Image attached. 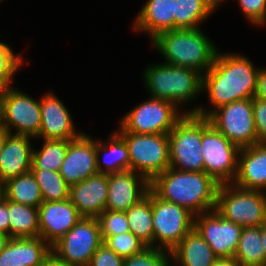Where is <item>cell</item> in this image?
<instances>
[{
	"mask_svg": "<svg viewBox=\"0 0 266 266\" xmlns=\"http://www.w3.org/2000/svg\"><path fill=\"white\" fill-rule=\"evenodd\" d=\"M39 236L51 247L80 219L77 208L69 199L43 202L38 207Z\"/></svg>",
	"mask_w": 266,
	"mask_h": 266,
	"instance_id": "e0dca14e",
	"label": "cell"
},
{
	"mask_svg": "<svg viewBox=\"0 0 266 266\" xmlns=\"http://www.w3.org/2000/svg\"><path fill=\"white\" fill-rule=\"evenodd\" d=\"M170 259L171 252L155 247H146L142 252L125 258L123 266H171Z\"/></svg>",
	"mask_w": 266,
	"mask_h": 266,
	"instance_id": "836d02e7",
	"label": "cell"
},
{
	"mask_svg": "<svg viewBox=\"0 0 266 266\" xmlns=\"http://www.w3.org/2000/svg\"><path fill=\"white\" fill-rule=\"evenodd\" d=\"M234 259L242 266H265L261 226L243 227Z\"/></svg>",
	"mask_w": 266,
	"mask_h": 266,
	"instance_id": "4316f807",
	"label": "cell"
},
{
	"mask_svg": "<svg viewBox=\"0 0 266 266\" xmlns=\"http://www.w3.org/2000/svg\"><path fill=\"white\" fill-rule=\"evenodd\" d=\"M52 247L40 236L10 238L0 252V266H40Z\"/></svg>",
	"mask_w": 266,
	"mask_h": 266,
	"instance_id": "7402d4cb",
	"label": "cell"
},
{
	"mask_svg": "<svg viewBox=\"0 0 266 266\" xmlns=\"http://www.w3.org/2000/svg\"><path fill=\"white\" fill-rule=\"evenodd\" d=\"M238 3L249 22L256 26L266 23V0H238Z\"/></svg>",
	"mask_w": 266,
	"mask_h": 266,
	"instance_id": "8d00e7d4",
	"label": "cell"
},
{
	"mask_svg": "<svg viewBox=\"0 0 266 266\" xmlns=\"http://www.w3.org/2000/svg\"><path fill=\"white\" fill-rule=\"evenodd\" d=\"M252 107L258 143H266V100L253 97Z\"/></svg>",
	"mask_w": 266,
	"mask_h": 266,
	"instance_id": "74e56055",
	"label": "cell"
},
{
	"mask_svg": "<svg viewBox=\"0 0 266 266\" xmlns=\"http://www.w3.org/2000/svg\"><path fill=\"white\" fill-rule=\"evenodd\" d=\"M40 150H33L31 169L59 171L68 149V140L42 139Z\"/></svg>",
	"mask_w": 266,
	"mask_h": 266,
	"instance_id": "4dcf8cb0",
	"label": "cell"
},
{
	"mask_svg": "<svg viewBox=\"0 0 266 266\" xmlns=\"http://www.w3.org/2000/svg\"><path fill=\"white\" fill-rule=\"evenodd\" d=\"M10 236L0 232V252L7 246Z\"/></svg>",
	"mask_w": 266,
	"mask_h": 266,
	"instance_id": "ee69618b",
	"label": "cell"
},
{
	"mask_svg": "<svg viewBox=\"0 0 266 266\" xmlns=\"http://www.w3.org/2000/svg\"><path fill=\"white\" fill-rule=\"evenodd\" d=\"M40 266H67V265L61 260H59L53 253H51Z\"/></svg>",
	"mask_w": 266,
	"mask_h": 266,
	"instance_id": "b9f144b4",
	"label": "cell"
},
{
	"mask_svg": "<svg viewBox=\"0 0 266 266\" xmlns=\"http://www.w3.org/2000/svg\"><path fill=\"white\" fill-rule=\"evenodd\" d=\"M10 213V237L27 238L39 236L38 208L8 200Z\"/></svg>",
	"mask_w": 266,
	"mask_h": 266,
	"instance_id": "83f0119b",
	"label": "cell"
},
{
	"mask_svg": "<svg viewBox=\"0 0 266 266\" xmlns=\"http://www.w3.org/2000/svg\"><path fill=\"white\" fill-rule=\"evenodd\" d=\"M168 137L171 168L184 172H204L201 116L185 114L168 133Z\"/></svg>",
	"mask_w": 266,
	"mask_h": 266,
	"instance_id": "8992f818",
	"label": "cell"
},
{
	"mask_svg": "<svg viewBox=\"0 0 266 266\" xmlns=\"http://www.w3.org/2000/svg\"><path fill=\"white\" fill-rule=\"evenodd\" d=\"M2 95H3V87L0 88V128L3 127V102H2Z\"/></svg>",
	"mask_w": 266,
	"mask_h": 266,
	"instance_id": "7dc6e473",
	"label": "cell"
},
{
	"mask_svg": "<svg viewBox=\"0 0 266 266\" xmlns=\"http://www.w3.org/2000/svg\"><path fill=\"white\" fill-rule=\"evenodd\" d=\"M3 197L9 201L35 208L44 202L41 189L31 171L5 181Z\"/></svg>",
	"mask_w": 266,
	"mask_h": 266,
	"instance_id": "484cf974",
	"label": "cell"
},
{
	"mask_svg": "<svg viewBox=\"0 0 266 266\" xmlns=\"http://www.w3.org/2000/svg\"><path fill=\"white\" fill-rule=\"evenodd\" d=\"M217 259L212 248L194 228L171 251V260L177 266H212Z\"/></svg>",
	"mask_w": 266,
	"mask_h": 266,
	"instance_id": "cb8c5ba5",
	"label": "cell"
},
{
	"mask_svg": "<svg viewBox=\"0 0 266 266\" xmlns=\"http://www.w3.org/2000/svg\"><path fill=\"white\" fill-rule=\"evenodd\" d=\"M0 232L10 236V213L8 208V200L0 199Z\"/></svg>",
	"mask_w": 266,
	"mask_h": 266,
	"instance_id": "ab89813d",
	"label": "cell"
},
{
	"mask_svg": "<svg viewBox=\"0 0 266 266\" xmlns=\"http://www.w3.org/2000/svg\"><path fill=\"white\" fill-rule=\"evenodd\" d=\"M240 148L217 131L206 117H202L201 153L204 172L218 184L234 182L238 173Z\"/></svg>",
	"mask_w": 266,
	"mask_h": 266,
	"instance_id": "9c48e42d",
	"label": "cell"
},
{
	"mask_svg": "<svg viewBox=\"0 0 266 266\" xmlns=\"http://www.w3.org/2000/svg\"><path fill=\"white\" fill-rule=\"evenodd\" d=\"M172 102L149 97L134 107L122 120L116 132L134 134H168L187 112ZM181 112V113H180Z\"/></svg>",
	"mask_w": 266,
	"mask_h": 266,
	"instance_id": "30bf717a",
	"label": "cell"
},
{
	"mask_svg": "<svg viewBox=\"0 0 266 266\" xmlns=\"http://www.w3.org/2000/svg\"><path fill=\"white\" fill-rule=\"evenodd\" d=\"M102 244L97 218L82 217L52 246V253L67 266H89L92 256Z\"/></svg>",
	"mask_w": 266,
	"mask_h": 266,
	"instance_id": "8fae6325",
	"label": "cell"
},
{
	"mask_svg": "<svg viewBox=\"0 0 266 266\" xmlns=\"http://www.w3.org/2000/svg\"><path fill=\"white\" fill-rule=\"evenodd\" d=\"M108 175L97 173L70 186L69 200L85 218H97L105 209Z\"/></svg>",
	"mask_w": 266,
	"mask_h": 266,
	"instance_id": "d6986e66",
	"label": "cell"
},
{
	"mask_svg": "<svg viewBox=\"0 0 266 266\" xmlns=\"http://www.w3.org/2000/svg\"><path fill=\"white\" fill-rule=\"evenodd\" d=\"M117 133L127 145L130 170L151 182L170 167L168 134Z\"/></svg>",
	"mask_w": 266,
	"mask_h": 266,
	"instance_id": "ba28073f",
	"label": "cell"
},
{
	"mask_svg": "<svg viewBox=\"0 0 266 266\" xmlns=\"http://www.w3.org/2000/svg\"><path fill=\"white\" fill-rule=\"evenodd\" d=\"M234 185L266 192V143L240 148Z\"/></svg>",
	"mask_w": 266,
	"mask_h": 266,
	"instance_id": "44dd1931",
	"label": "cell"
},
{
	"mask_svg": "<svg viewBox=\"0 0 266 266\" xmlns=\"http://www.w3.org/2000/svg\"><path fill=\"white\" fill-rule=\"evenodd\" d=\"M147 196L152 201L153 247L171 252L194 228V215L182 206L162 200L151 189Z\"/></svg>",
	"mask_w": 266,
	"mask_h": 266,
	"instance_id": "52a82bcc",
	"label": "cell"
},
{
	"mask_svg": "<svg viewBox=\"0 0 266 266\" xmlns=\"http://www.w3.org/2000/svg\"><path fill=\"white\" fill-rule=\"evenodd\" d=\"M262 245L265 252V265H266V223L261 226Z\"/></svg>",
	"mask_w": 266,
	"mask_h": 266,
	"instance_id": "bcb514c9",
	"label": "cell"
},
{
	"mask_svg": "<svg viewBox=\"0 0 266 266\" xmlns=\"http://www.w3.org/2000/svg\"><path fill=\"white\" fill-rule=\"evenodd\" d=\"M259 68L245 56L218 51L213 65L202 75V92L208 93L213 110L201 106L187 113L208 117L214 110L231 102L252 99L256 92ZM207 110V111H206Z\"/></svg>",
	"mask_w": 266,
	"mask_h": 266,
	"instance_id": "6da1fadb",
	"label": "cell"
},
{
	"mask_svg": "<svg viewBox=\"0 0 266 266\" xmlns=\"http://www.w3.org/2000/svg\"><path fill=\"white\" fill-rule=\"evenodd\" d=\"M103 155V164L99 156ZM98 173L112 174L130 170V158L127 145L123 138L114 131L107 143L96 141ZM105 167V168H104Z\"/></svg>",
	"mask_w": 266,
	"mask_h": 266,
	"instance_id": "d4e9b609",
	"label": "cell"
},
{
	"mask_svg": "<svg viewBox=\"0 0 266 266\" xmlns=\"http://www.w3.org/2000/svg\"><path fill=\"white\" fill-rule=\"evenodd\" d=\"M175 0H148L138 12L134 30L154 39L159 33L174 30Z\"/></svg>",
	"mask_w": 266,
	"mask_h": 266,
	"instance_id": "603a6c76",
	"label": "cell"
},
{
	"mask_svg": "<svg viewBox=\"0 0 266 266\" xmlns=\"http://www.w3.org/2000/svg\"><path fill=\"white\" fill-rule=\"evenodd\" d=\"M59 173L69 186L97 174L96 140L85 133L68 140V149Z\"/></svg>",
	"mask_w": 266,
	"mask_h": 266,
	"instance_id": "9a60e30c",
	"label": "cell"
},
{
	"mask_svg": "<svg viewBox=\"0 0 266 266\" xmlns=\"http://www.w3.org/2000/svg\"><path fill=\"white\" fill-rule=\"evenodd\" d=\"M22 54H14L11 48L0 42V85L7 87L13 82V76L22 66Z\"/></svg>",
	"mask_w": 266,
	"mask_h": 266,
	"instance_id": "e575fe53",
	"label": "cell"
},
{
	"mask_svg": "<svg viewBox=\"0 0 266 266\" xmlns=\"http://www.w3.org/2000/svg\"><path fill=\"white\" fill-rule=\"evenodd\" d=\"M151 41L164 57V63L192 68L202 75L213 65L218 53L200 28L164 31Z\"/></svg>",
	"mask_w": 266,
	"mask_h": 266,
	"instance_id": "3957f363",
	"label": "cell"
},
{
	"mask_svg": "<svg viewBox=\"0 0 266 266\" xmlns=\"http://www.w3.org/2000/svg\"><path fill=\"white\" fill-rule=\"evenodd\" d=\"M213 13L206 0H175L174 30L197 29Z\"/></svg>",
	"mask_w": 266,
	"mask_h": 266,
	"instance_id": "f546056e",
	"label": "cell"
},
{
	"mask_svg": "<svg viewBox=\"0 0 266 266\" xmlns=\"http://www.w3.org/2000/svg\"><path fill=\"white\" fill-rule=\"evenodd\" d=\"M143 75L150 97L172 102L178 107L202 93V74L192 68L153 64Z\"/></svg>",
	"mask_w": 266,
	"mask_h": 266,
	"instance_id": "277c9868",
	"label": "cell"
},
{
	"mask_svg": "<svg viewBox=\"0 0 266 266\" xmlns=\"http://www.w3.org/2000/svg\"><path fill=\"white\" fill-rule=\"evenodd\" d=\"M130 232L153 247L152 201L146 196L137 204L125 211Z\"/></svg>",
	"mask_w": 266,
	"mask_h": 266,
	"instance_id": "f1b7e54d",
	"label": "cell"
},
{
	"mask_svg": "<svg viewBox=\"0 0 266 266\" xmlns=\"http://www.w3.org/2000/svg\"><path fill=\"white\" fill-rule=\"evenodd\" d=\"M254 97L266 100V69H260L257 75V87Z\"/></svg>",
	"mask_w": 266,
	"mask_h": 266,
	"instance_id": "60d3db41",
	"label": "cell"
},
{
	"mask_svg": "<svg viewBox=\"0 0 266 266\" xmlns=\"http://www.w3.org/2000/svg\"><path fill=\"white\" fill-rule=\"evenodd\" d=\"M2 102L3 127L9 133L28 135L33 138L39 135L41 128L40 100L37 101L10 85L3 87ZM13 129H16V132H12Z\"/></svg>",
	"mask_w": 266,
	"mask_h": 266,
	"instance_id": "4fadbf2b",
	"label": "cell"
},
{
	"mask_svg": "<svg viewBox=\"0 0 266 266\" xmlns=\"http://www.w3.org/2000/svg\"><path fill=\"white\" fill-rule=\"evenodd\" d=\"M103 244L110 248L121 258H129L142 252L148 247L137 238L132 232L120 233L114 236L102 237Z\"/></svg>",
	"mask_w": 266,
	"mask_h": 266,
	"instance_id": "d6a6232c",
	"label": "cell"
},
{
	"mask_svg": "<svg viewBox=\"0 0 266 266\" xmlns=\"http://www.w3.org/2000/svg\"><path fill=\"white\" fill-rule=\"evenodd\" d=\"M38 183L44 202L63 201L69 199L70 186L59 171L31 169Z\"/></svg>",
	"mask_w": 266,
	"mask_h": 266,
	"instance_id": "1f68e13d",
	"label": "cell"
},
{
	"mask_svg": "<svg viewBox=\"0 0 266 266\" xmlns=\"http://www.w3.org/2000/svg\"><path fill=\"white\" fill-rule=\"evenodd\" d=\"M8 133L4 127L0 128V152L3 149Z\"/></svg>",
	"mask_w": 266,
	"mask_h": 266,
	"instance_id": "f6af8a7d",
	"label": "cell"
},
{
	"mask_svg": "<svg viewBox=\"0 0 266 266\" xmlns=\"http://www.w3.org/2000/svg\"><path fill=\"white\" fill-rule=\"evenodd\" d=\"M194 229L218 258H234L242 226L225 219L215 209L194 216Z\"/></svg>",
	"mask_w": 266,
	"mask_h": 266,
	"instance_id": "5bb4252c",
	"label": "cell"
},
{
	"mask_svg": "<svg viewBox=\"0 0 266 266\" xmlns=\"http://www.w3.org/2000/svg\"><path fill=\"white\" fill-rule=\"evenodd\" d=\"M150 190V181L132 170L108 174L106 209L127 211L140 202Z\"/></svg>",
	"mask_w": 266,
	"mask_h": 266,
	"instance_id": "2e32d148",
	"label": "cell"
},
{
	"mask_svg": "<svg viewBox=\"0 0 266 266\" xmlns=\"http://www.w3.org/2000/svg\"><path fill=\"white\" fill-rule=\"evenodd\" d=\"M123 258L102 244L94 253L89 266H123Z\"/></svg>",
	"mask_w": 266,
	"mask_h": 266,
	"instance_id": "f35d334b",
	"label": "cell"
},
{
	"mask_svg": "<svg viewBox=\"0 0 266 266\" xmlns=\"http://www.w3.org/2000/svg\"><path fill=\"white\" fill-rule=\"evenodd\" d=\"M221 2H223V0H206V3L212 8L213 11L217 9Z\"/></svg>",
	"mask_w": 266,
	"mask_h": 266,
	"instance_id": "c3c4849f",
	"label": "cell"
},
{
	"mask_svg": "<svg viewBox=\"0 0 266 266\" xmlns=\"http://www.w3.org/2000/svg\"><path fill=\"white\" fill-rule=\"evenodd\" d=\"M216 210L225 219L242 227H257L266 223V193L219 184Z\"/></svg>",
	"mask_w": 266,
	"mask_h": 266,
	"instance_id": "5b68a950",
	"label": "cell"
},
{
	"mask_svg": "<svg viewBox=\"0 0 266 266\" xmlns=\"http://www.w3.org/2000/svg\"><path fill=\"white\" fill-rule=\"evenodd\" d=\"M97 220L99 222L102 237L130 232L126 213L123 211H109L105 209L97 217Z\"/></svg>",
	"mask_w": 266,
	"mask_h": 266,
	"instance_id": "d590c367",
	"label": "cell"
},
{
	"mask_svg": "<svg viewBox=\"0 0 266 266\" xmlns=\"http://www.w3.org/2000/svg\"><path fill=\"white\" fill-rule=\"evenodd\" d=\"M41 128L36 138L73 140L84 132H77L71 114L62 101L52 94L46 93L40 99Z\"/></svg>",
	"mask_w": 266,
	"mask_h": 266,
	"instance_id": "ac0fdd59",
	"label": "cell"
},
{
	"mask_svg": "<svg viewBox=\"0 0 266 266\" xmlns=\"http://www.w3.org/2000/svg\"><path fill=\"white\" fill-rule=\"evenodd\" d=\"M28 135L8 133L0 152V181L26 174L31 170L33 146Z\"/></svg>",
	"mask_w": 266,
	"mask_h": 266,
	"instance_id": "ffe728a7",
	"label": "cell"
},
{
	"mask_svg": "<svg viewBox=\"0 0 266 266\" xmlns=\"http://www.w3.org/2000/svg\"><path fill=\"white\" fill-rule=\"evenodd\" d=\"M212 266H242L234 258H218Z\"/></svg>",
	"mask_w": 266,
	"mask_h": 266,
	"instance_id": "7bdbcfd3",
	"label": "cell"
},
{
	"mask_svg": "<svg viewBox=\"0 0 266 266\" xmlns=\"http://www.w3.org/2000/svg\"><path fill=\"white\" fill-rule=\"evenodd\" d=\"M3 198V183L0 181V199Z\"/></svg>",
	"mask_w": 266,
	"mask_h": 266,
	"instance_id": "681fc988",
	"label": "cell"
},
{
	"mask_svg": "<svg viewBox=\"0 0 266 266\" xmlns=\"http://www.w3.org/2000/svg\"><path fill=\"white\" fill-rule=\"evenodd\" d=\"M219 184L205 172H184L169 167L150 182L162 200L186 208L194 216L216 209Z\"/></svg>",
	"mask_w": 266,
	"mask_h": 266,
	"instance_id": "7a4b0ae2",
	"label": "cell"
},
{
	"mask_svg": "<svg viewBox=\"0 0 266 266\" xmlns=\"http://www.w3.org/2000/svg\"><path fill=\"white\" fill-rule=\"evenodd\" d=\"M207 119L217 131L239 148L258 143L252 99L237 100L221 106Z\"/></svg>",
	"mask_w": 266,
	"mask_h": 266,
	"instance_id": "7c38bea8",
	"label": "cell"
}]
</instances>
